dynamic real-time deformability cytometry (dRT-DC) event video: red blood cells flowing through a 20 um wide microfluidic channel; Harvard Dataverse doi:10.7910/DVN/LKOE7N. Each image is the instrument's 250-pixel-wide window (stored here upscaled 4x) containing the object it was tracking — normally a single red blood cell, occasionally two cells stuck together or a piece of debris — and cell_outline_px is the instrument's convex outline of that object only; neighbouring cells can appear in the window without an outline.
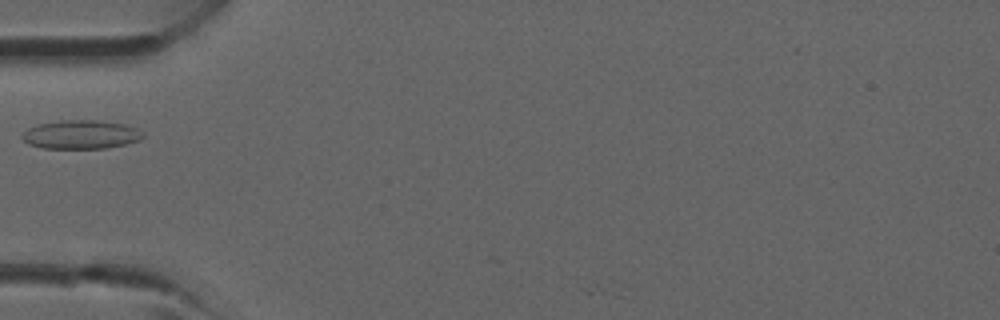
{"species": "common noctule bat (a hibernating species)", "species_latin": "Nyctalus noctula", "temperature_condition": "room temperature", "stored_images_in_passage": 3, "camera_frame_rate_fps": 3000, "um_per_image_px": 0.085, "animal": {"sex": "male", "forearm_length_mm": 52.5}, "frame": {"image": 1, "passage_image": 3, "time_ms": 2.333, "image_size_px": [1000, 320], "cell_outline_px": [[144, 136], [140, 140], [124, 144], [104, 148], [44, 148], [28, 144], [20, 136], [28, 128], [36, 124], [64, 120], [96, 120], [124, 124], [136, 128]], "centroid_in_image_um": [6.84, 11.43], "position_along_channel_um": 78.2, "area_um2": 20.06}}